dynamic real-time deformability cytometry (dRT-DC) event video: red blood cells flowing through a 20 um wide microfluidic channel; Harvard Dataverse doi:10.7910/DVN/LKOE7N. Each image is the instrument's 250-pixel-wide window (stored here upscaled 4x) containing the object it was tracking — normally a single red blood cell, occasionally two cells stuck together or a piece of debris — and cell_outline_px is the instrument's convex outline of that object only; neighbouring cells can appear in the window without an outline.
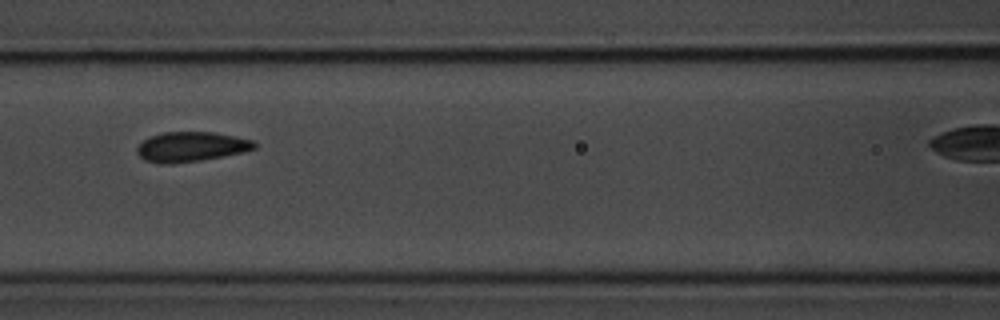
{"species": "common noctule bat (a hibernating species)", "species_latin": "Nyctalus noctula", "temperature_condition": "room temperature", "stored_images_in_passage": 15, "camera_frame_rate_fps": 3000, "um_per_image_px": 0.085, "animal": {"sex": "male", "body_mass_g": 20.1, "forearm_length_mm": 53.5}, "frame": {"image": 1, "passage_image": 5, "time_ms": 5.667, "image_size_px": [1000, 320], "cell_outline_px": [[256, 148], [224, 156], [200, 160], [172, 164], [160, 164], [144, 160], [136, 152], [136, 148], [144, 140], [160, 132], [216, 132], [236, 136], [252, 140], [256, 144]], "centroid_in_image_um": [16.22, 12.47], "position_along_channel_um": 150.4, "area_um2": 20.4}}
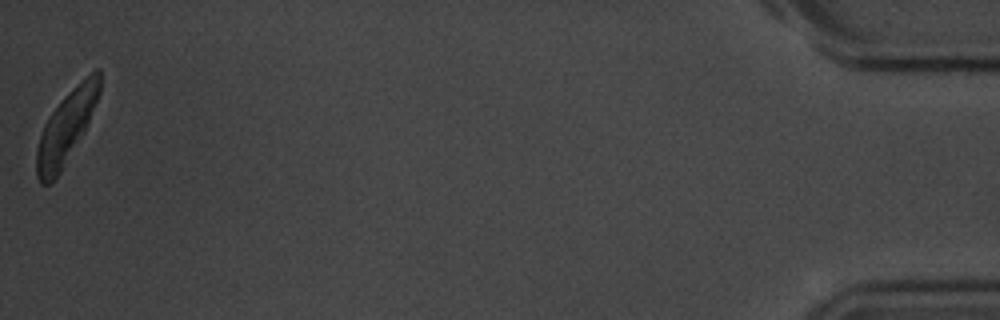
{"frame": {"image": 2, "passage_image": 15, "time_ms": 18.0, "image_size_px": [1000, 320], "cell_outline_px": [[100, 92], [84, 132], [60, 172], [52, 184], [40, 184], [36, 176], [36, 148], [44, 124], [52, 112], [64, 96], [72, 88], [96, 68], [100, 68]], "centroid_in_image_um": [5.61, 10.85], "position_along_channel_um": 429.6, "area_um2": 26.24}, "authors_computed_cell_mechanics": {"area_um2": 20.519, "velocity_mm_per_s": 3.599, "shape_relaxation_time_tau1_ms": 1.5776, "shape_relaxation_time_tau2_ms": null, "deformation_change_tau1": 0.068, "deformation_change_tau2": null}}